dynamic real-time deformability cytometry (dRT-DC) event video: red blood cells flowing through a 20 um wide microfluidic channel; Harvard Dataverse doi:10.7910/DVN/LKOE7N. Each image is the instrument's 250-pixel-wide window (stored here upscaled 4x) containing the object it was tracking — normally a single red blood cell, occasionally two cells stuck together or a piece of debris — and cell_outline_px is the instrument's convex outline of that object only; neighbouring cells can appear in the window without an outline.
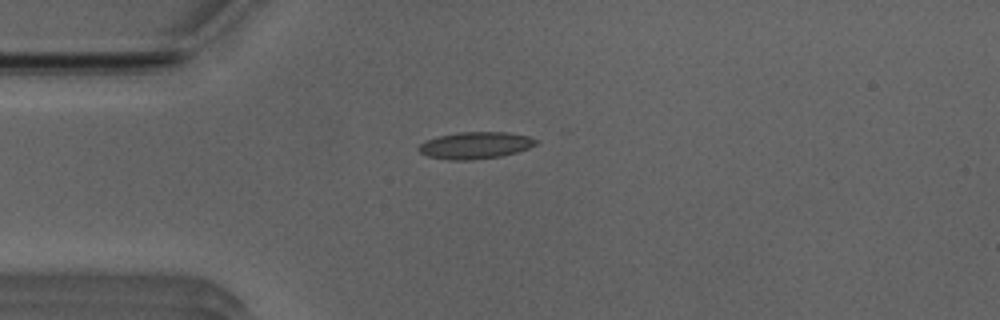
{"species": "Egyptian fruit bat (a non-hibernating species)", "species_latin": "Rousettus aegyptiacus", "temperature_condition": "room temperature", "stored_images_in_passage": 13, "camera_frame_rate_fps": 3000, "um_per_image_px": 0.085, "animal": {"sex": "male"}, "frame": {"image": 1, "passage_image": 3, "time_ms": 0.667, "image_size_px": [1000, 320], "cell_outline_px": [[536, 144], [528, 148], [516, 152], [500, 156], [468, 160], [448, 160], [428, 156], [420, 152], [416, 148], [424, 140], [440, 136], [460, 132], [508, 132], [528, 136], [536, 140]], "centroid_in_image_um": [40.36, 12.35], "position_along_channel_um": 44.6, "area_um2": 18.21}}